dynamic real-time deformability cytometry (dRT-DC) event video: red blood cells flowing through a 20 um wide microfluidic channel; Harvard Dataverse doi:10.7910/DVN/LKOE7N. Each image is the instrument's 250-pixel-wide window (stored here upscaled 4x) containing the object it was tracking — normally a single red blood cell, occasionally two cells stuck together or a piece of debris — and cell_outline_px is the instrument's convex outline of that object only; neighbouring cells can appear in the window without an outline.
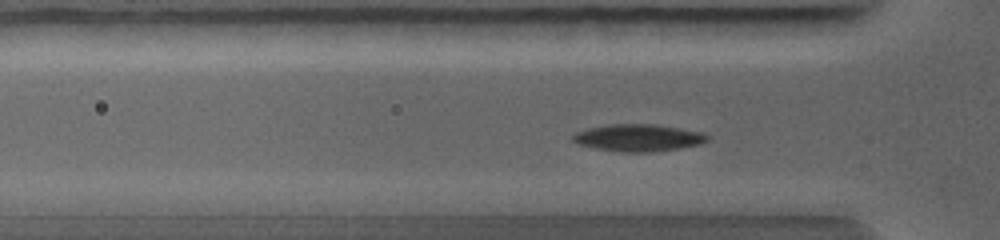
{"species": "common noctule bat (a hibernating species)", "species_latin": "Nyctalus noctula", "temperature_condition": "warm", "stored_images_in_passage": 23, "camera_frame_rate_fps": 5000, "um_per_image_px": 0.085, "animal": {"sex": "female", "body_mass_g": 19.0, "forearm_length_mm": 56.7}, "frame": {"image": 1, "passage_image": 5, "time_ms": 1.2, "image_size_px": [1000, 240], "cell_outline_px": [[712, 136], [708, 140], [700, 144], [652, 152], [624, 152], [596, 148], [576, 144], [572, 140], [572, 136], [576, 132], [588, 128], [612, 124], [656, 124], [704, 132]], "centroid_in_image_um": [54.28, 11.7], "position_along_channel_um": 71.5, "area_um2": 21.27}}
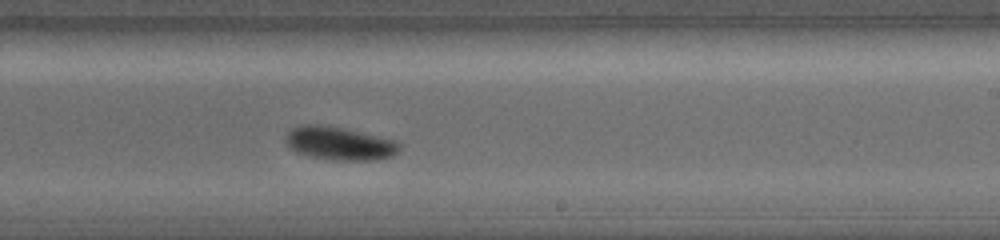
{"frame": {"image": 2, "passage_image": 14, "time_ms": 4.4, "image_size_px": [1000, 240], "cell_outline_px": [[400, 148], [392, 156], [376, 160], [332, 160], [308, 156], [296, 152], [288, 148], [284, 140], [288, 132], [292, 128], [304, 124], [320, 124], [344, 128], [392, 140], [400, 144]], "centroid_in_image_um": [28.78, 12.19], "position_along_channel_um": 260.2, "area_um2": 22.02}}
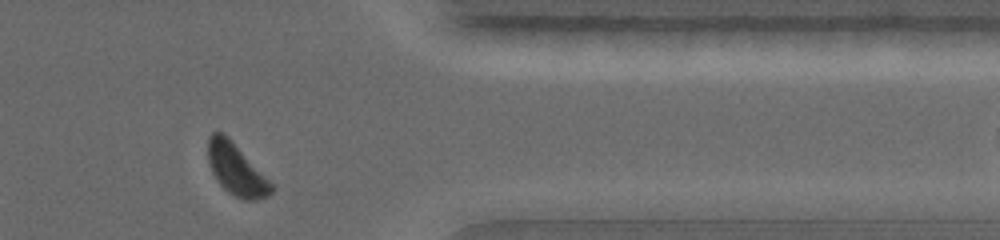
{"frame": {"image": 3, "passage_image": 21, "time_ms": 6.8, "image_size_px": [1000, 240], "cell_outline_px": [[276, 188], [268, 196], [256, 200], [244, 200], [228, 192], [220, 184], [212, 172], [208, 164], [208, 140], [212, 132], [224, 132], [276, 184]], "centroid_in_image_um": [20.15, 14.41], "position_along_channel_um": 391.3, "area_um2": 19.54}}